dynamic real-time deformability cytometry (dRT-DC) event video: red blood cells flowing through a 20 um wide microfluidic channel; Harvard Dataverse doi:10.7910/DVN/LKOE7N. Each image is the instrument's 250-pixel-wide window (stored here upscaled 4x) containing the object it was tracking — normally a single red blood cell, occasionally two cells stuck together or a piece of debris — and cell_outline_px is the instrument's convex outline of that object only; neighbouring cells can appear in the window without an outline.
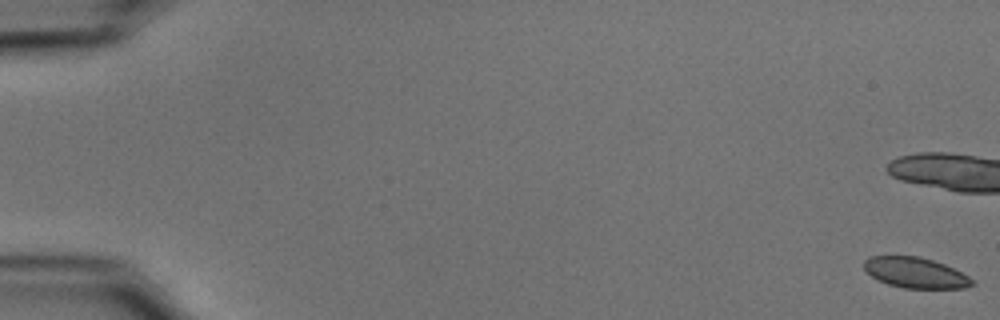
{"species": "common noctule bat (a hibernating species)", "species_latin": "Nyctalus noctula", "temperature_condition": "cold", "stored_images_in_passage": 17, "camera_frame_rate_fps": 3000, "um_per_image_px": 0.085, "animal": {"sex": "male", "body_mass_g": 15.6}, "frame": {"image": 1, "passage_image": 1, "time_ms": 0.0, "image_size_px": [1000, 320], "cell_outline_px": [[976, 284], [964, 288], [904, 288], [888, 284], [876, 280], [864, 268], [864, 260], [868, 256], [920, 256], [944, 264], [968, 276]], "centroid_in_image_um": [77.79, 23.18], "position_along_channel_um": 7.2, "area_um2": 19.19}}